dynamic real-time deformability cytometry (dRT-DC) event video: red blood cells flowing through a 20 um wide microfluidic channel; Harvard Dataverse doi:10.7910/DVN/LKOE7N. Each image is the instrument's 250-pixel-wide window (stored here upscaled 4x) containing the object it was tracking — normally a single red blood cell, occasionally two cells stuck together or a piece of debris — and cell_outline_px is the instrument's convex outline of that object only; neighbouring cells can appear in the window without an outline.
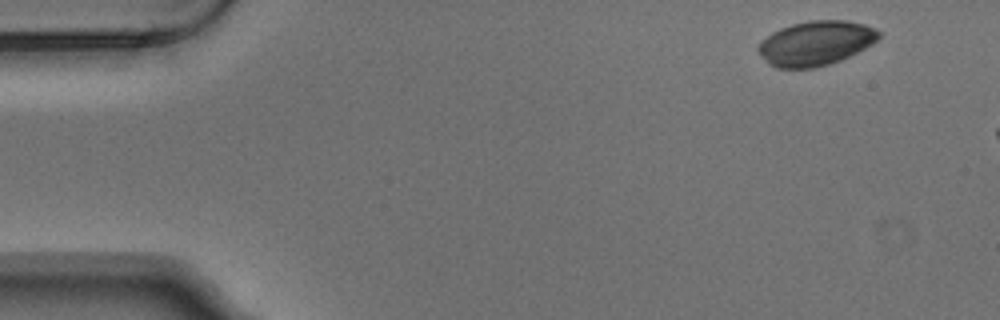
{"species": "Egyptian fruit bat (a non-hibernating species)", "species_latin": "Rousettus aegyptiacus", "temperature_condition": "warm", "stored_images_in_passage": 4, "camera_frame_rate_fps": 3000, "um_per_image_px": 0.085, "animal": {"sex": "male"}, "frame": {"image": 1, "passage_image": 1, "time_ms": 0.0, "image_size_px": [1000, 320], "cell_outline_px": [[880, 36], [872, 44], [840, 60], [816, 68], [776, 68], [768, 64], [756, 48], [760, 40], [772, 32], [780, 28], [792, 24], [808, 20], [848, 20], [864, 24], [876, 28], [880, 32]], "centroid_in_image_um": [69.31, 3.66], "position_along_channel_um": 15.7, "area_um2": 31.39}}